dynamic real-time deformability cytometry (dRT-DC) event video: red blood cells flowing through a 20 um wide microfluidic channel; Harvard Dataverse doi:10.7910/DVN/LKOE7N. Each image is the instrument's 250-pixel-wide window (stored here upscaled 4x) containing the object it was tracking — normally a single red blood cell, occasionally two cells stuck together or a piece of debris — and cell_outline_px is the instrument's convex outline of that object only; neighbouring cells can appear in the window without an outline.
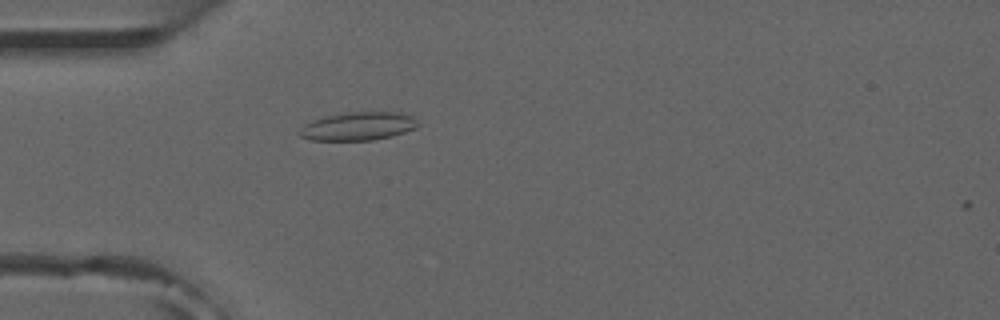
{"species": "common noctule bat (a hibernating species)", "species_latin": "Nyctalus noctula", "temperature_condition": "room temperature", "stored_images_in_passage": 14, "camera_frame_rate_fps": 3000, "um_per_image_px": 0.085, "animal": {"sex": "male", "forearm_length_mm": 52.5}, "frame": {"image": 1, "passage_image": 13, "time_ms": 4.0, "image_size_px": [1000, 320], "cell_outline_px": [[420, 124], [416, 128], [392, 136], [372, 140], [308, 140], [300, 136], [296, 132], [304, 124], [320, 116], [348, 112], [400, 112], [412, 116]], "centroid_in_image_um": [30.39, 10.72], "position_along_channel_um": 54.6, "area_um2": 19.83}}